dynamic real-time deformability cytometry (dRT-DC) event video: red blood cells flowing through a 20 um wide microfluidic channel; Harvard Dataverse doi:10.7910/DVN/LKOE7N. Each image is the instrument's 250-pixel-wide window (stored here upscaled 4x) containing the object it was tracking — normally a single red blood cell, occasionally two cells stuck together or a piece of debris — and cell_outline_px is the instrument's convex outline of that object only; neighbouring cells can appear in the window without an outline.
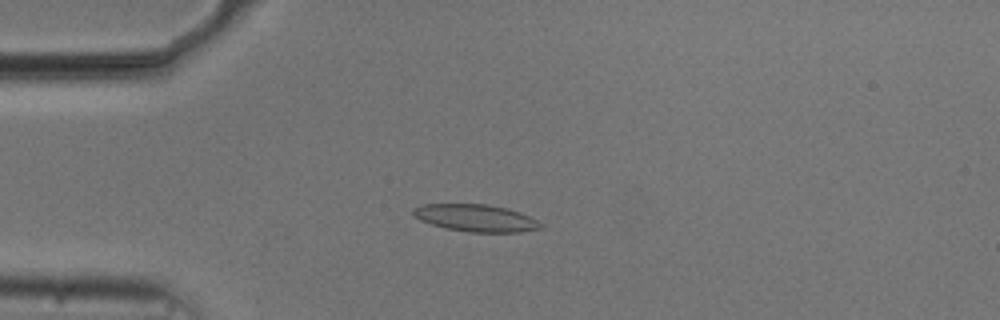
{"species": "common noctule bat (a hibernating species)", "species_latin": "Nyctalus noctula", "temperature_condition": "cold", "stored_images_in_passage": 54, "camera_frame_rate_fps": 3000, "um_per_image_px": 0.085, "animal": {"sex": "male", "body_mass_g": 20.5, "forearm_length_mm": 52.5}, "frame": {"image": 1, "passage_image": 14, "time_ms": 4.333, "image_size_px": [1000, 320], "cell_outline_px": [[544, 224], [540, 228], [520, 232], [468, 232], [444, 228], [420, 220], [412, 216], [412, 208], [424, 204], [488, 204], [508, 208], [520, 212]], "centroid_in_image_um": [40.41, 18.52], "position_along_channel_um": 44.6, "area_um2": 20.29}}
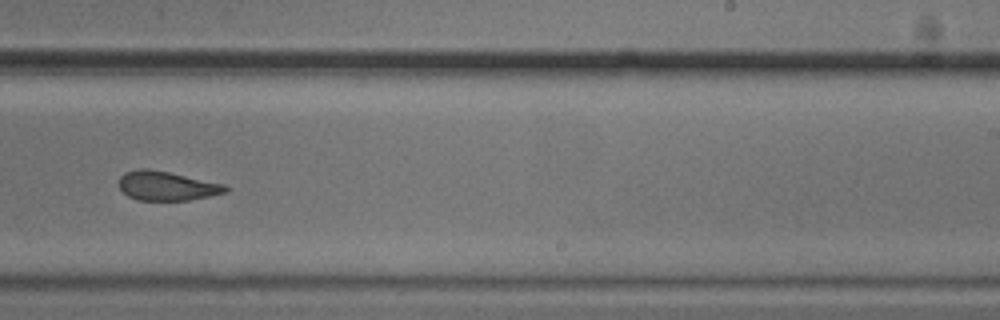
{"frame": {"image": 2, "passage_image": 34, "time_ms": 11.0, "image_size_px": [1000, 320], "cell_outline_px": [[228, 192], [188, 200], [136, 200], [128, 196], [120, 188], [120, 176], [124, 172], [140, 168], [148, 168], [168, 172], [224, 184], [228, 188]], "centroid_in_image_um": [14.16, 15.8], "position_along_channel_um": 274.8, "area_um2": 17.98}}
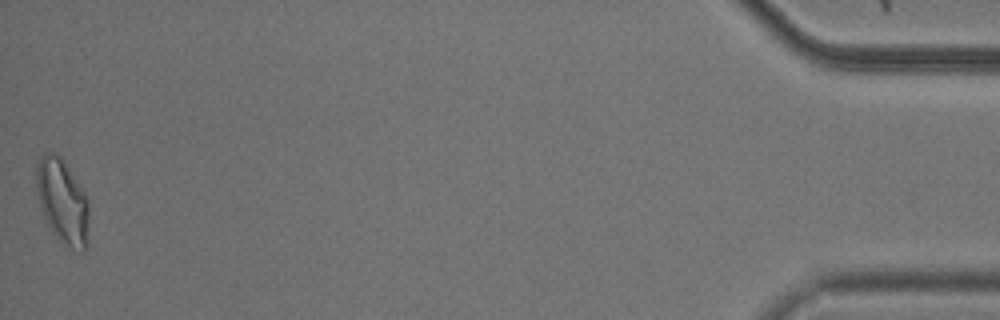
{"frame": {"image": 3, "passage_image": 54, "time_ms": 17.667, "image_size_px": [1000, 320], "cell_outline_px": [[88, 244], [84, 252], [80, 252], [64, 248], [52, 232], [44, 216], [36, 192], [36, 168], [40, 156], [44, 152], [56, 152], [64, 160], [84, 192], [88, 200]], "centroid_in_image_um": [5.32, 17.16], "position_along_channel_um": 429.9, "area_um2": 26.47}, "authors_computed_cell_mechanics": {"area_um2": 19.941, "velocity_mm_per_s": 3.7442, "shape_relaxation_time_tau1_ms": 3.4626, "shape_relaxation_time_tau2_ms": 2.3016, "deformation_change_tau1": 0.1332, "deformation_change_tau2": 0.0951}}